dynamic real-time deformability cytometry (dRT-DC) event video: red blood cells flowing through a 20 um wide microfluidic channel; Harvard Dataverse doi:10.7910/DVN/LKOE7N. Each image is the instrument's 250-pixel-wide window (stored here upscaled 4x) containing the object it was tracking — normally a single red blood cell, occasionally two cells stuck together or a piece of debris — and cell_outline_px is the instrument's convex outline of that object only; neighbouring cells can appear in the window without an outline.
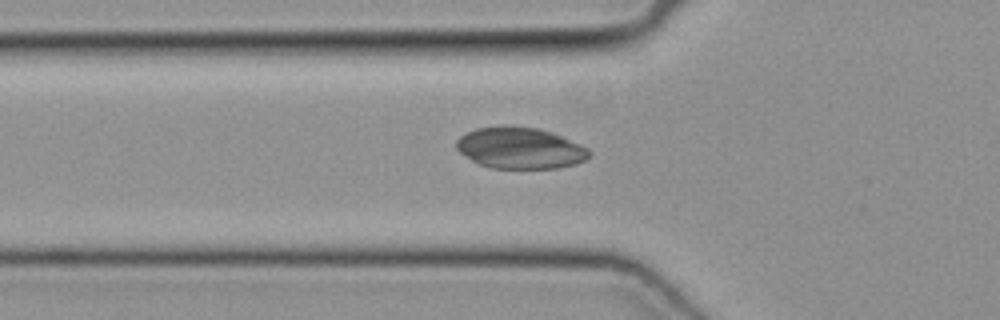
{"species": "common noctule bat (a hibernating species)", "species_latin": "Nyctalus noctula", "temperature_condition": "cold", "stored_images_in_passage": 30, "camera_frame_rate_fps": 3000, "um_per_image_px": 0.085, "animal": {"sex": "female", "body_mass_g": 19.3, "forearm_length_mm": 54.1}, "frame": {"image": 1, "passage_image": 6, "time_ms": 1.667, "image_size_px": [1000, 320], "cell_outline_px": [[592, 152], [584, 160], [576, 164], [556, 168], [492, 168], [480, 164], [472, 160], [460, 152], [456, 148], [456, 140], [464, 132], [476, 128], [500, 124], [504, 124], [536, 128], [552, 132], [580, 144], [588, 148]], "centroid_in_image_um": [44.18, 12.56], "position_along_channel_um": 81.6, "area_um2": 32.25}}
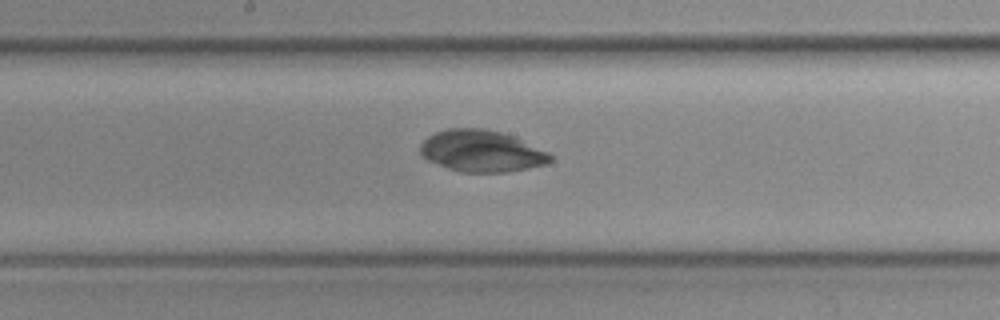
{"frame": {"image": 2, "passage_image": 15, "time_ms": 4.667, "image_size_px": [1000, 320], "cell_outline_px": [[552, 160], [548, 164], [528, 168], [504, 172], [460, 172], [448, 168], [428, 160], [420, 152], [420, 144], [428, 136], [444, 128], [480, 128], [500, 132], [512, 136], [548, 152], [552, 156]], "centroid_in_image_um": [40.92, 12.84], "position_along_channel_um": 207.3, "area_um2": 31.33}}
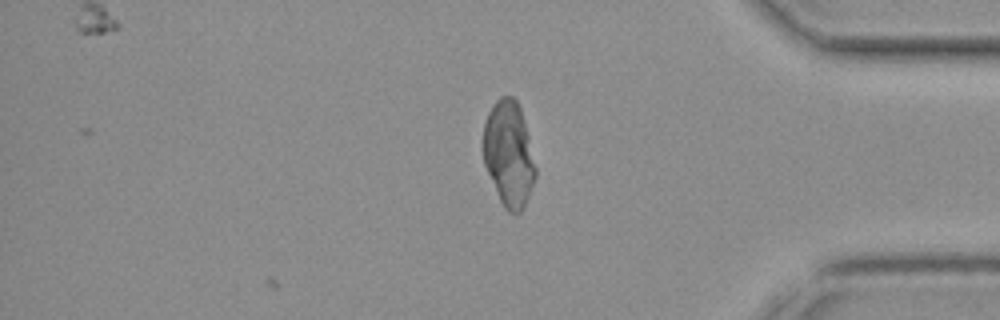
{"frame": {"image": 3, "passage_image": 30, "time_ms": 9.667, "image_size_px": [1000, 320], "cell_outline_px": [[536, 176], [528, 196], [520, 212], [516, 216], [508, 212], [504, 208], [500, 200], [484, 164], [480, 144], [484, 124], [488, 112], [492, 104], [500, 96], [512, 96], [516, 100], [520, 108], [528, 136], [536, 168]], "centroid_in_image_um": [43.2, 13.07], "position_along_channel_um": 392.0, "area_um2": 32.37}}